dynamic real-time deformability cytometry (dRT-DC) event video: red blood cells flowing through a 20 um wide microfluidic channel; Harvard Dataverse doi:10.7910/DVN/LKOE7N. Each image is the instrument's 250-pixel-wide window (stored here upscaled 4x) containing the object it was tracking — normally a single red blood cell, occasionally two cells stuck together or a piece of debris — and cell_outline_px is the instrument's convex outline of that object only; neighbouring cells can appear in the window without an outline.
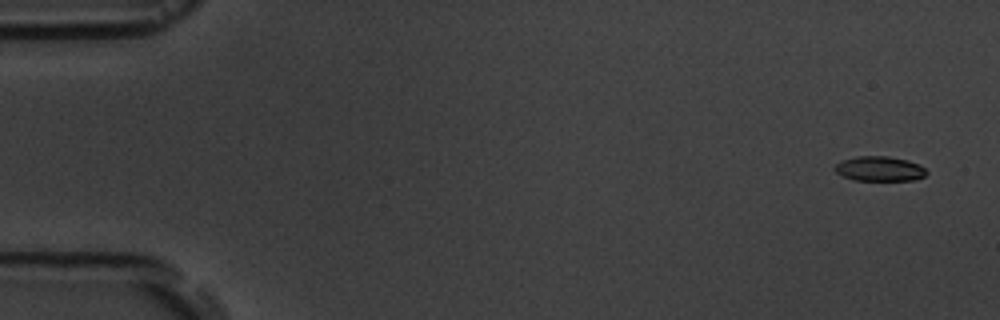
{"species": "common noctule bat (a hibernating species)", "species_latin": "Nyctalus noctula", "temperature_condition": "room temperature", "stored_images_in_passage": 5, "camera_frame_rate_fps": 3000, "um_per_image_px": 0.085, "animal": {"sex": "male", "body_mass_g": 19.5, "forearm_length_mm": 54.6}, "frame": {"image": 1, "passage_image": 1, "time_ms": 0.0, "image_size_px": [1000, 320], "cell_outline_px": [[928, 172], [924, 176], [916, 180], [852, 180], [836, 172], [832, 168], [836, 164], [844, 160], [856, 156], [888, 156], [908, 160], [920, 164]], "centroid_in_image_um": [74.78, 14.34], "position_along_channel_um": 10.2, "area_um2": 13.29}}